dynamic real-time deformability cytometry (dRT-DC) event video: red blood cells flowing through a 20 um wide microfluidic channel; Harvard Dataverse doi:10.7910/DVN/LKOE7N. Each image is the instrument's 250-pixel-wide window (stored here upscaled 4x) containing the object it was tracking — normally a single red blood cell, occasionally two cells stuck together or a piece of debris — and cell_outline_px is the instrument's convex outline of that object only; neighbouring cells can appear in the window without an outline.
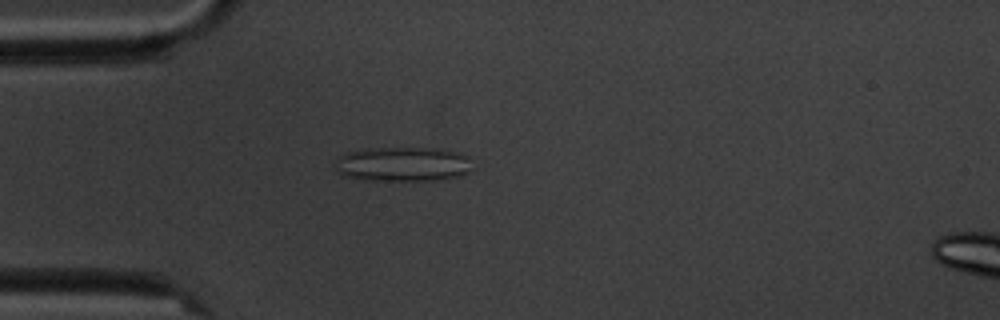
{"species": "common noctule bat (a hibernating species)", "species_latin": "Nyctalus noctula", "temperature_condition": "cold", "stored_images_in_passage": 3, "camera_frame_rate_fps": 3000, "um_per_image_px": 0.085, "animal": {"sex": "male", "body_mass_g": 20.1, "forearm_length_mm": 53.5}, "frame": {"image": 1, "passage_image": 3, "time_ms": 3.0, "image_size_px": [1000, 320], "cell_outline_px": [[468, 172], [460, 176], [440, 180], [376, 180], [344, 176], [336, 172], [336, 156], [348, 152], [364, 148], [440, 148], [468, 156]], "centroid_in_image_um": [34.18, 13.94], "position_along_channel_um": 50.8, "area_um2": 27.51}}